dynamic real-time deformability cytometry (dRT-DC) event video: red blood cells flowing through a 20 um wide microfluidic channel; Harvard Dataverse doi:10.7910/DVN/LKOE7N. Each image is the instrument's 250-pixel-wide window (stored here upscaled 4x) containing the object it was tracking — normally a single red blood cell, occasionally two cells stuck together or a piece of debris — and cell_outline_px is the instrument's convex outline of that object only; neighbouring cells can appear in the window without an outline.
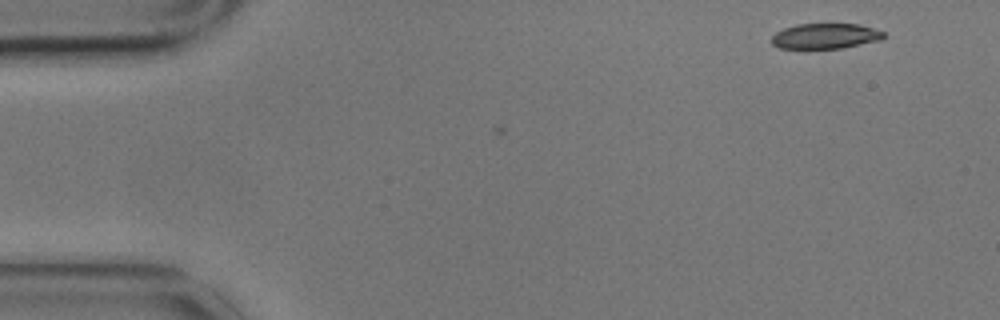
{"species": "common noctule bat (a hibernating species)", "species_latin": "Nyctalus noctula", "temperature_condition": "cold", "stored_images_in_passage": 2, "camera_frame_rate_fps": 3000, "um_per_image_px": 0.085, "animal": {"sex": "male", "body_mass_g": 17.9}, "frame": {"image": 1, "passage_image": 1, "time_ms": 0.0, "image_size_px": [1000, 320], "cell_outline_px": [[884, 40], [840, 48], [780, 48], [772, 44], [772, 36], [776, 32], [784, 28], [796, 24], [860, 24], [884, 32]], "centroid_in_image_um": [70.17, 3.06], "position_along_channel_um": 14.8, "area_um2": 16.53}}